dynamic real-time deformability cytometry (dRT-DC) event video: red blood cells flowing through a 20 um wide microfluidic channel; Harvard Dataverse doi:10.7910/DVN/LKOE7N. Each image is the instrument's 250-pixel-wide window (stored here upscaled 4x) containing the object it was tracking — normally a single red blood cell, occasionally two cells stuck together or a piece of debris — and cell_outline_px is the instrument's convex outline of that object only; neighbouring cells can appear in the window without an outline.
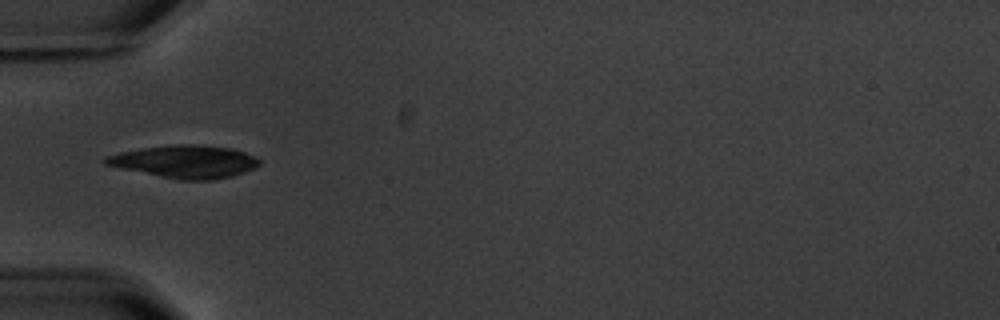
{"species": "common noctule bat (a hibernating species)", "species_latin": "Nyctalus noctula", "temperature_condition": "warm", "stored_images_in_passage": 10, "camera_frame_rate_fps": 3000, "um_per_image_px": 0.085, "animal": {"sex": "male", "body_mass_g": 20.1, "forearm_length_mm": 53.5}, "frame": {"image": 1, "passage_image": 1, "time_ms": 0.0, "image_size_px": [1000, 320], "cell_outline_px": [[260, 164], [256, 168], [232, 176], [212, 180], [180, 180], [104, 164], [100, 160], [104, 156], [120, 152], [140, 148], [176, 144], [196, 144], [232, 148], [256, 156], [260, 160]], "centroid_in_image_um": [15.74, 13.73], "position_along_channel_um": 69.3, "area_um2": 29.36}}
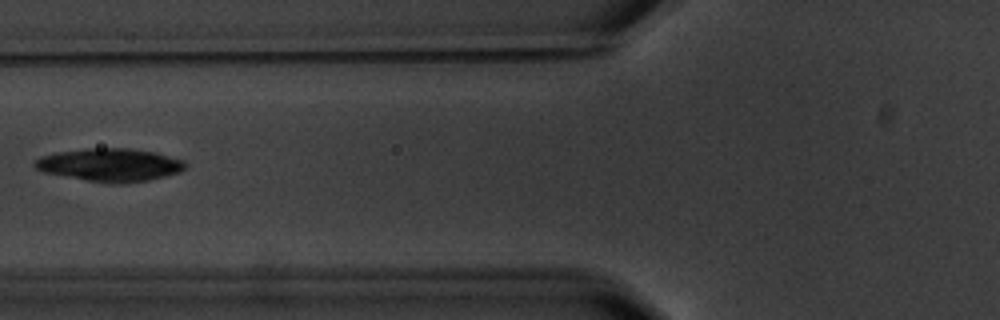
{"frame": {"image": 2, "passage_image": 2, "time_ms": 1.333, "image_size_px": [1000, 320], "cell_outline_px": [[188, 164], [180, 172], [148, 180], [124, 184], [108, 184], [40, 172], [32, 164], [32, 160], [40, 156], [56, 152], [88, 148], [128, 148], [156, 152], [184, 160]], "centroid_in_image_um": [9.3, 14.02], "position_along_channel_um": 116.5, "area_um2": 29.42}}
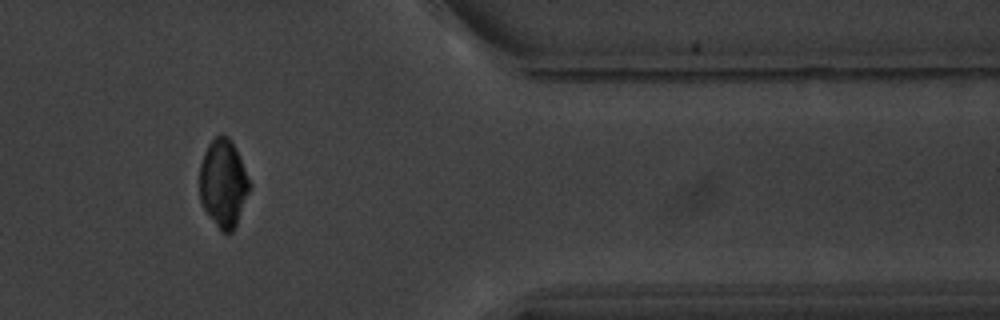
{"frame": {"image": 3, "passage_image": 9, "time_ms": 9.667, "image_size_px": [1000, 320], "cell_outline_px": [[252, 188], [236, 224], [232, 232], [224, 232], [216, 224], [204, 208], [200, 200], [200, 164], [204, 152], [208, 144], [220, 132], [224, 132], [232, 140], [252, 184]], "centroid_in_image_um": [19.01, 15.52], "position_along_channel_um": 392.4, "area_um2": 25.72}, "authors_computed_cell_mechanics": {"area_um2": 28.2353, "velocity_mm_per_s": 3.5396, "shape_relaxation_time_tau1_ms": 3.4494, "shape_relaxation_time_tau2_ms": null, "deformation_change_tau1": 0.1242, "deformation_change_tau2": null}}